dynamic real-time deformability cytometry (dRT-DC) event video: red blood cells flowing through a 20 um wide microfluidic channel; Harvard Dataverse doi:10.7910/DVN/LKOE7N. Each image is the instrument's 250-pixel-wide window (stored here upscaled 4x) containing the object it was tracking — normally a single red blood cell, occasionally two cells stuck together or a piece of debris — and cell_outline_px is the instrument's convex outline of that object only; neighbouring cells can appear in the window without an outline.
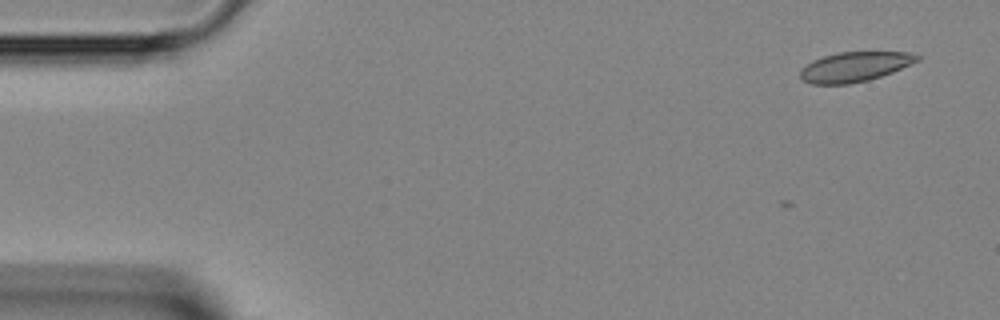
{"species": "Egyptian fruit bat (a non-hibernating species)", "species_latin": "Rousettus aegyptiacus", "temperature_condition": "room temperature", "stored_images_in_passage": 3, "camera_frame_rate_fps": 3000, "um_per_image_px": 0.085, "animal": {"sex": "female"}, "frame": {"image": 1, "passage_image": 1, "time_ms": 0.0, "image_size_px": [1000, 320], "cell_outline_px": [[920, 60], [892, 72], [868, 80], [848, 84], [812, 84], [804, 80], [800, 76], [800, 72], [812, 60], [824, 56], [840, 52], [912, 52], [920, 56]], "centroid_in_image_um": [72.68, 5.67], "position_along_channel_um": 12.3, "area_um2": 20.06}}